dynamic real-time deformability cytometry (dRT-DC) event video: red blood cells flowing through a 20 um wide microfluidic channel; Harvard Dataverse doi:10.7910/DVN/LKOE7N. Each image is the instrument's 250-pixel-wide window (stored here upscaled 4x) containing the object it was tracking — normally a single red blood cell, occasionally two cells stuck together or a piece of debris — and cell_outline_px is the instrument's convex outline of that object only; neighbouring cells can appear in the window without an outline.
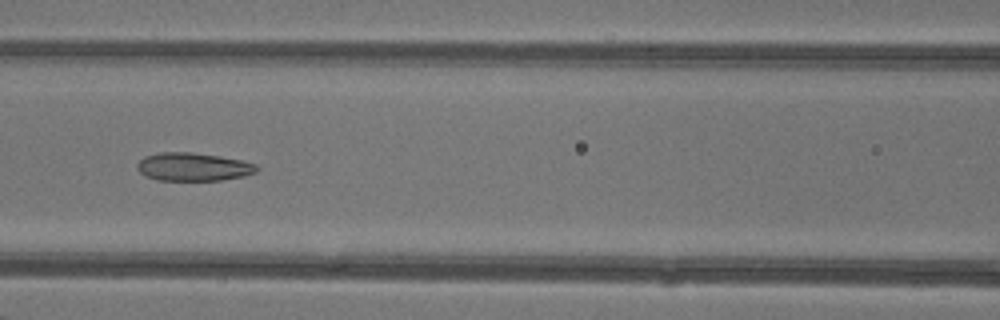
{"species": "common noctule bat (a hibernating species)", "species_latin": "Nyctalus noctula", "temperature_condition": "warm", "stored_images_in_passage": 48, "camera_frame_rate_fps": 3000, "um_per_image_px": 0.085, "animal": {"sex": "female"}, "frame": {"image": 1, "passage_image": 22, "time_ms": 7.0, "image_size_px": [1000, 320], "cell_outline_px": [[260, 168], [256, 172], [244, 176], [220, 180], [156, 180], [144, 176], [136, 168], [136, 164], [144, 156], [160, 152], [192, 152], [220, 156], [240, 160], [256, 164]], "centroid_in_image_um": [16.4, 14.18], "position_along_channel_um": 150.2, "area_um2": 19.77}}
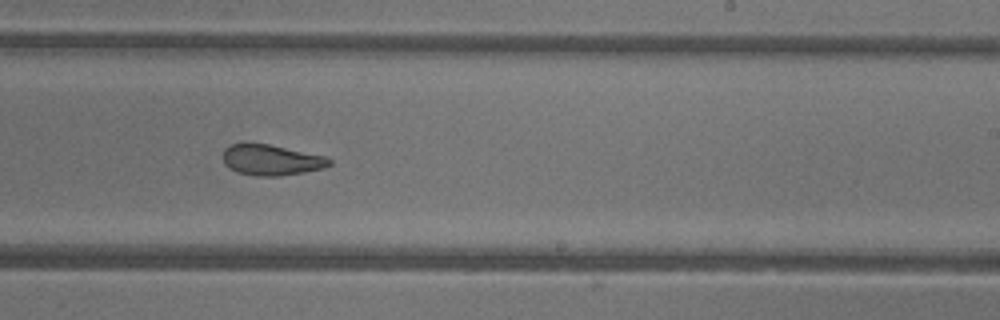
{"frame": {"image": 2, "passage_image": 30, "time_ms": 9.667, "image_size_px": [1000, 320], "cell_outline_px": [[332, 164], [324, 168], [304, 172], [280, 176], [256, 176], [236, 172], [228, 168], [224, 164], [224, 148], [232, 144], [268, 144], [324, 156], [332, 160]], "centroid_in_image_um": [23.06, 13.62], "position_along_channel_um": 265.9, "area_um2": 18.9}}
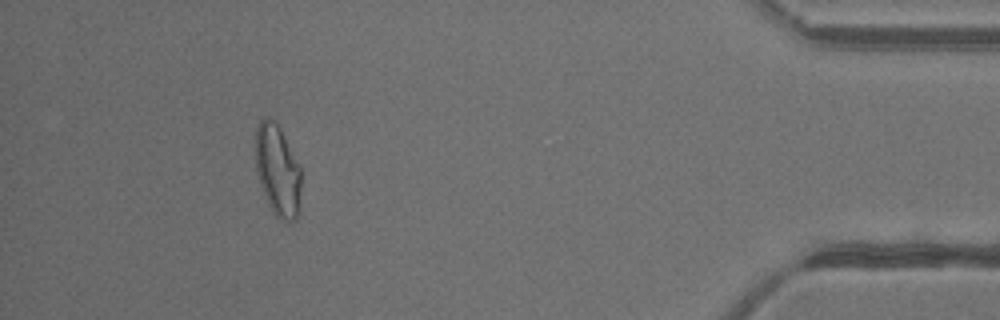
{"frame": {"image": 3, "passage_image": 44, "time_ms": 14.333, "image_size_px": [1000, 320], "cell_outline_px": [[300, 212], [296, 220], [284, 220], [276, 216], [272, 212], [268, 204], [260, 184], [256, 172], [256, 128], [260, 120], [264, 116], [268, 116], [280, 128], [300, 168]], "centroid_in_image_um": [23.59, 14.51], "position_along_channel_um": 411.6, "area_um2": 24.16}, "authors_computed_cell_mechanics": {"area_um2": 22.831, "velocity_mm_per_s": 4.3584, "shape_relaxation_time_tau1_ms": null, "shape_relaxation_time_tau2_ms": 1.6767, "deformation_change_tau1": null, "deformation_change_tau2": 0.0857}}